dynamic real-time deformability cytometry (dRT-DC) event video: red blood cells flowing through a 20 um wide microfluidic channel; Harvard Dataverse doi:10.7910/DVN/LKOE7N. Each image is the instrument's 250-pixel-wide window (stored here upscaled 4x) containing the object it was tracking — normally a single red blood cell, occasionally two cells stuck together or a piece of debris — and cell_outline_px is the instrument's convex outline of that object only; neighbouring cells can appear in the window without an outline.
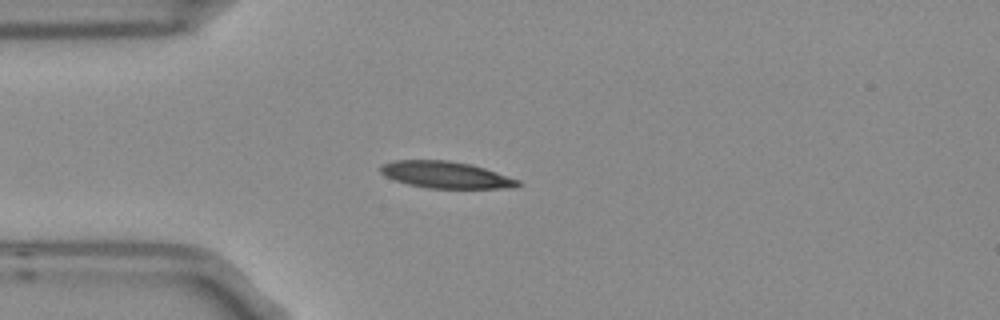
{"species": "Egyptian fruit bat (a non-hibernating species)", "species_latin": "Rousettus aegyptiacus", "temperature_condition": "room temperature", "stored_images_in_passage": 4, "camera_frame_rate_fps": 3000, "um_per_image_px": 0.085, "frame": {"image": 1, "passage_image": 3, "time_ms": 0.667, "image_size_px": [1000, 320], "cell_outline_px": [[524, 184], [512, 188], [428, 188], [408, 184], [384, 176], [380, 172], [380, 164], [396, 160], [448, 160], [472, 164], [520, 180]], "centroid_in_image_um": [37.9, 14.86], "position_along_channel_um": 47.1, "area_um2": 21.5}}